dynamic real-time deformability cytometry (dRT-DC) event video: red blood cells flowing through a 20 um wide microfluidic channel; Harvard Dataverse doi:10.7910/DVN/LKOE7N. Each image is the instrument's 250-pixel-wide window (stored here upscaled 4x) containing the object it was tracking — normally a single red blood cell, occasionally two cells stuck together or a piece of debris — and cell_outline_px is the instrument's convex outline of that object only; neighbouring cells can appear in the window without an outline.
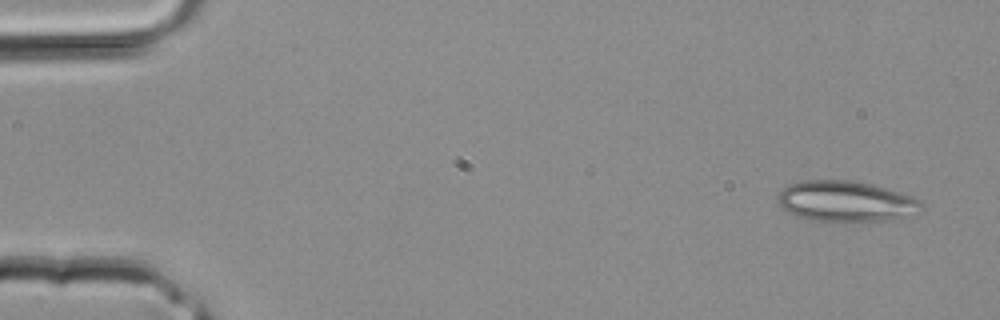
{"species": "common noctule bat (a hibernating species)", "species_latin": "Nyctalus noctula", "temperature_condition": "room temperature", "stored_images_in_passage": 4, "camera_frame_rate_fps": 3000, "um_per_image_px": 0.085, "animal": {"sex": "male", "body_mass_g": 20.4}, "frame": {"image": 1, "passage_image": 1, "time_ms": 0.0, "image_size_px": [1000, 320], "cell_outline_px": [[924, 208], [904, 216], [892, 220], [804, 220], [788, 212], [776, 200], [776, 196], [788, 184], [800, 180], [852, 180], [872, 184], [900, 192], [924, 200]], "centroid_in_image_um": [71.89, 17.09], "position_along_channel_um": 13.1, "area_um2": 34.04}}